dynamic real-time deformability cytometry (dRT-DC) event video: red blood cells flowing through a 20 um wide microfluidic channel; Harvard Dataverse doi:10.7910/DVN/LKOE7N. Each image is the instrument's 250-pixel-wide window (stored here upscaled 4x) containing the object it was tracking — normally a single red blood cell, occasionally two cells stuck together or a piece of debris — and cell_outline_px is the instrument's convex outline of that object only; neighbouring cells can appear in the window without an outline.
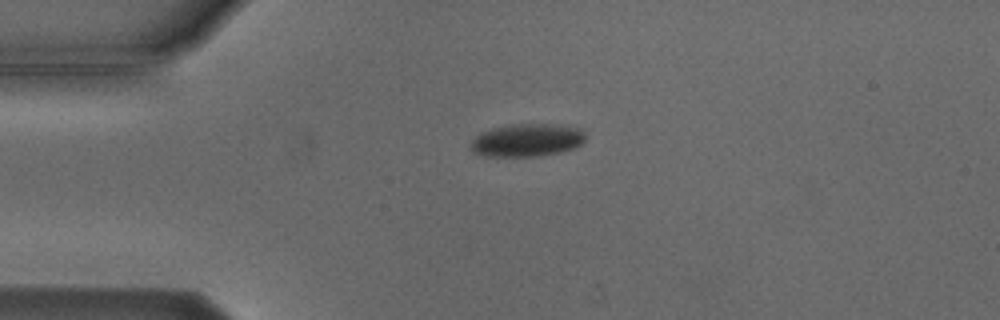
{"species": "Egyptian fruit bat (a non-hibernating species)", "species_latin": "Rousettus aegyptiacus", "temperature_condition": "cold", "stored_images_in_passage": 4, "camera_frame_rate_fps": 3000, "um_per_image_px": 0.085, "animal": {"sex": "male"}, "frame": {"image": 1, "passage_image": 4, "time_ms": 3.667, "image_size_px": [1000, 320], "cell_outline_px": [[584, 140], [580, 144], [572, 148], [560, 152], [536, 156], [488, 156], [472, 152], [472, 140], [480, 132], [492, 128], [512, 124], [544, 124], [580, 128], [584, 132]], "centroid_in_image_um": [44.76, 11.91], "position_along_channel_um": 40.2, "area_um2": 21.62}}